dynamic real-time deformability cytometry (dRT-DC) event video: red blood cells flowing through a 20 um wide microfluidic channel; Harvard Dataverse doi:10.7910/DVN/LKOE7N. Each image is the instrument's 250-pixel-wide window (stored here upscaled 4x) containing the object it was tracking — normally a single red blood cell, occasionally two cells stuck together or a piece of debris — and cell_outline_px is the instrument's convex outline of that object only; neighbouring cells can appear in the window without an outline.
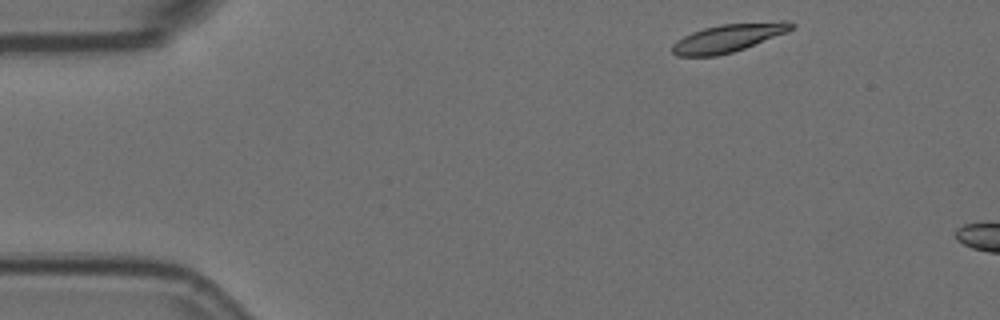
{"species": "Egyptian fruit bat (a non-hibernating species)", "species_latin": "Rousettus aegyptiacus", "temperature_condition": "room temperature", "stored_images_in_passage": 4, "camera_frame_rate_fps": 3000, "um_per_image_px": 0.085, "animal": {"sex": "female"}, "frame": {"image": 1, "passage_image": 1, "time_ms": 0.0, "image_size_px": [1000, 320], "cell_outline_px": [[796, 24], [788, 32], [744, 48], [732, 52], [716, 56], [676, 56], [672, 52], [672, 44], [676, 40], [692, 32], [704, 28], [720, 24], [780, 20], [788, 20]], "centroid_in_image_um": [61.93, 3.2], "position_along_channel_um": 23.1, "area_um2": 19.71}}